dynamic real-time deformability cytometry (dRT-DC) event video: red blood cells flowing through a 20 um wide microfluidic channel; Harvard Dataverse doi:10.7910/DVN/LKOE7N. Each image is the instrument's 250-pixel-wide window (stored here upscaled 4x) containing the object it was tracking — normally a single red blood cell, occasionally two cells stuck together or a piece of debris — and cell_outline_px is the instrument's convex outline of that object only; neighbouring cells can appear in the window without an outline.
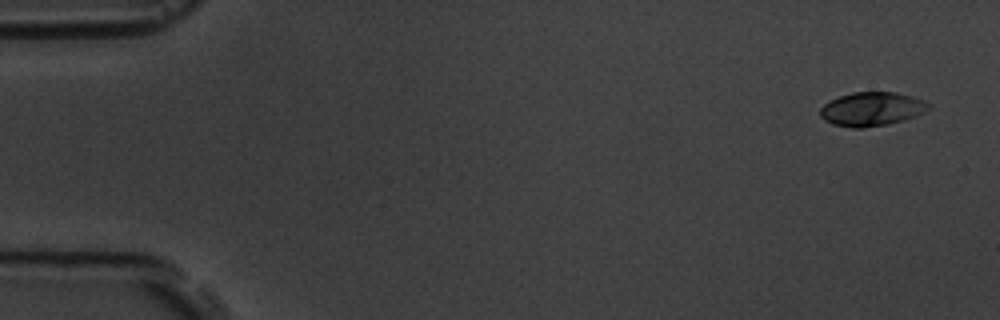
{"species": "common noctule bat (a hibernating species)", "species_latin": "Nyctalus noctula", "temperature_condition": "room temperature", "stored_images_in_passage": 5, "camera_frame_rate_fps": 3000, "um_per_image_px": 0.085, "animal": {"sex": "male", "body_mass_g": 19.5, "forearm_length_mm": 54.6}, "frame": {"image": 1, "passage_image": 1, "time_ms": 0.0, "image_size_px": [1000, 320], "cell_outline_px": [[928, 108], [916, 116], [904, 120], [888, 124], [860, 128], [852, 128], [832, 124], [824, 120], [820, 116], [820, 108], [824, 104], [840, 96], [852, 92], [896, 92], [912, 96], [924, 100], [928, 104]], "centroid_in_image_um": [74.07, 9.27], "position_along_channel_um": 10.9, "area_um2": 21.27}}
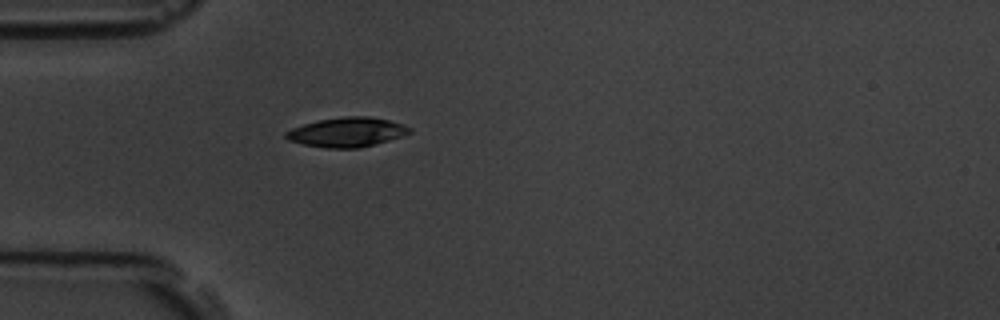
{"frame": {"image": 2, "passage_image": 5, "time_ms": 4.667, "image_size_px": [1000, 320], "cell_outline_px": [[412, 132], [388, 140], [360, 148], [328, 148], [304, 144], [288, 140], [284, 136], [284, 132], [292, 128], [304, 124], [320, 120], [344, 116], [368, 116], [388, 120], [404, 124], [412, 128]], "centroid_in_image_um": [29.49, 11.23], "position_along_channel_um": 55.5, "area_um2": 21.1}}